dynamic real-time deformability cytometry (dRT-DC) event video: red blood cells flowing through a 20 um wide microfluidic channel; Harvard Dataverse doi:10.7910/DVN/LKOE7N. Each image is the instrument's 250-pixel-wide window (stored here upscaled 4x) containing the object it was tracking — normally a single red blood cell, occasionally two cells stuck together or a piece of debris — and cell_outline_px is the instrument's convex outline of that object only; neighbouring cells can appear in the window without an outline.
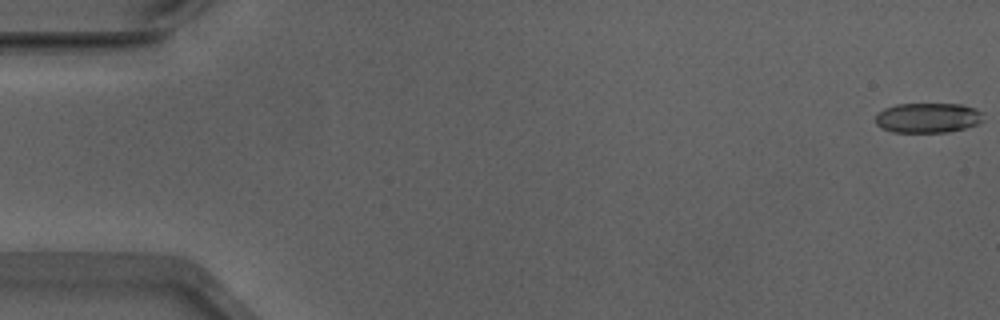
{"species": "Egyptian fruit bat (a non-hibernating species)", "species_latin": "Rousettus aegyptiacus", "temperature_condition": "warm", "stored_images_in_passage": 13, "camera_frame_rate_fps": 3000, "um_per_image_px": 0.085, "animal": {"sex": "male"}, "frame": {"image": 1, "passage_image": 1, "time_ms": 0.0, "image_size_px": [1000, 320], "cell_outline_px": [[984, 120], [976, 124], [964, 128], [948, 132], [892, 132], [880, 128], [876, 124], [876, 112], [884, 108], [896, 104], [960, 104], [976, 108], [984, 112]], "centroid_in_image_um": [78.86, 10.01], "position_along_channel_um": 6.1, "area_um2": 19.07}}